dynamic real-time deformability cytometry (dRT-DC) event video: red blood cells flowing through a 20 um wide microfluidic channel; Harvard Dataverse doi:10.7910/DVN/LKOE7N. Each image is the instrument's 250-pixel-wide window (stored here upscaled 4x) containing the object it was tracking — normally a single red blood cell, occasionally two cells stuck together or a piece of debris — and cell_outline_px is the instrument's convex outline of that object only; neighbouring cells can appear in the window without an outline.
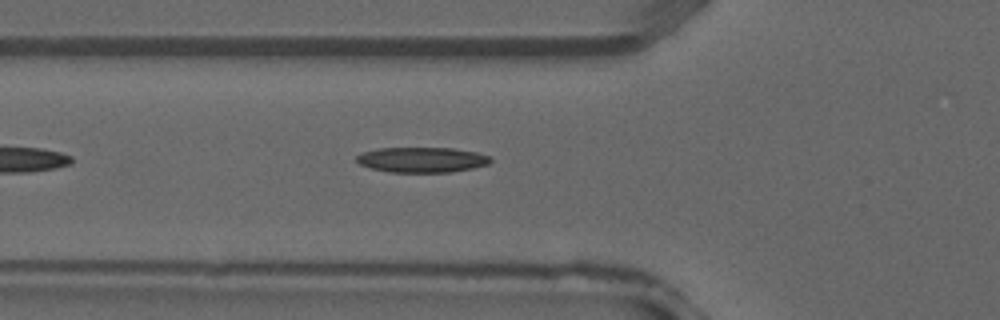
{"species": "common noctule bat (a hibernating species)", "species_latin": "Nyctalus noctula", "temperature_condition": "warm", "stored_images_in_passage": 19, "camera_frame_rate_fps": 3000, "um_per_image_px": 0.085, "animal": {"sex": "male", "forearm_length_mm": 52.5}, "frame": {"image": 1, "passage_image": 14, "time_ms": 4.333, "image_size_px": [1000, 320], "cell_outline_px": [[492, 160], [488, 164], [472, 168], [452, 172], [388, 172], [372, 168], [360, 164], [356, 160], [356, 156], [364, 152], [376, 148], [452, 148], [476, 152], [488, 156]], "centroid_in_image_um": [35.85, 13.58], "position_along_channel_um": 89.9, "area_um2": 19.59}}